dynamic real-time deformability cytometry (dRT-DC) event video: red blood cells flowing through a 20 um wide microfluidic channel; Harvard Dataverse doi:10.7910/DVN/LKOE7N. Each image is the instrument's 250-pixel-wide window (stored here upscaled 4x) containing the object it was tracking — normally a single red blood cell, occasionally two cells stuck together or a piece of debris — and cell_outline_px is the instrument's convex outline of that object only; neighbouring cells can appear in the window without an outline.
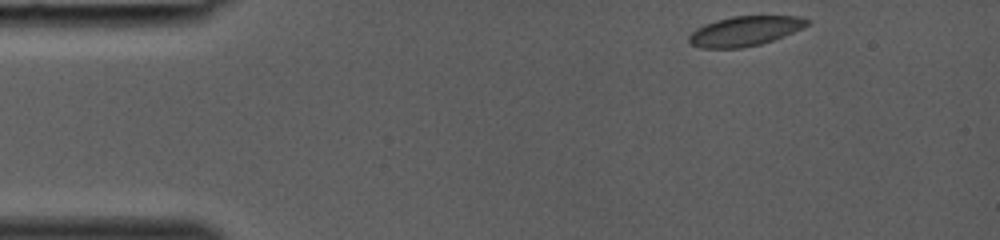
{"species": "common noctule bat (a hibernating species)", "species_latin": "Nyctalus noctula", "temperature_condition": "room temperature", "stored_images_in_passage": 33, "camera_frame_rate_fps": 3000, "um_per_image_px": 0.085, "animal": {"sex": "female", "body_mass_g": 19.0, "forearm_length_mm": 53.3}, "frame": {"image": 1, "passage_image": 1, "time_ms": 0.0, "image_size_px": [1000, 240], "cell_outline_px": [[808, 24], [784, 36], [760, 44], [740, 48], [700, 48], [692, 44], [688, 40], [688, 36], [696, 28], [704, 24], [716, 20], [732, 16], [800, 16], [808, 20]], "centroid_in_image_um": [63.26, 2.64], "position_along_channel_um": 21.7, "area_um2": 20.29}}
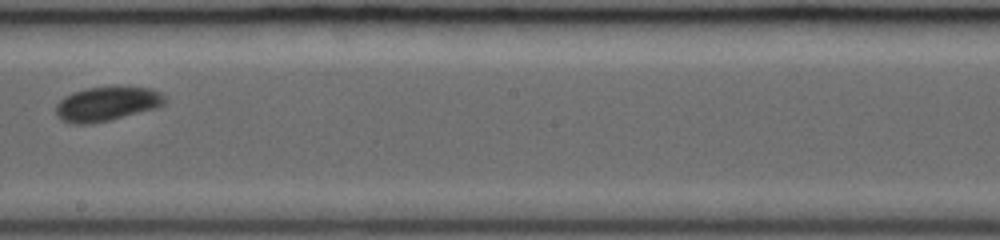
{"frame": {"image": 2, "passage_image": 19, "time_ms": 6.0, "image_size_px": [1000, 240], "cell_outline_px": [[164, 104], [160, 108], [92, 124], [68, 124], [60, 120], [56, 116], [56, 104], [64, 96], [88, 88], [152, 88], [160, 92], [164, 96]], "centroid_in_image_um": [9.06, 8.87], "position_along_channel_um": 239.1, "area_um2": 21.68}}
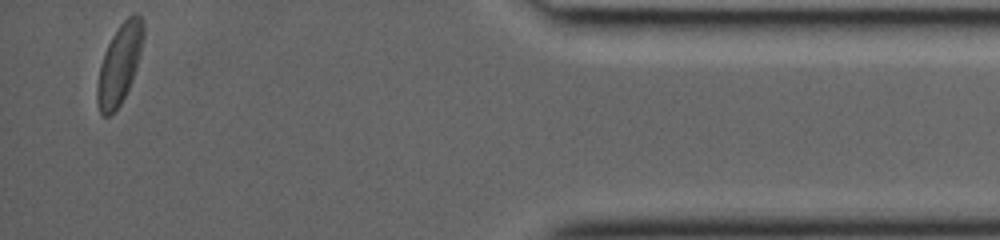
{"frame": {"image": 3, "passage_image": 33, "time_ms": 10.667, "image_size_px": [1000, 240], "cell_outline_px": [[144, 36], [136, 68], [132, 80], [120, 104], [108, 116], [100, 116], [96, 100], [96, 84], [100, 64], [104, 52], [112, 36], [120, 24], [128, 16], [136, 12], [144, 20]], "centroid_in_image_um": [10.14, 5.44], "position_along_channel_um": 425.1, "area_um2": 21.5}}